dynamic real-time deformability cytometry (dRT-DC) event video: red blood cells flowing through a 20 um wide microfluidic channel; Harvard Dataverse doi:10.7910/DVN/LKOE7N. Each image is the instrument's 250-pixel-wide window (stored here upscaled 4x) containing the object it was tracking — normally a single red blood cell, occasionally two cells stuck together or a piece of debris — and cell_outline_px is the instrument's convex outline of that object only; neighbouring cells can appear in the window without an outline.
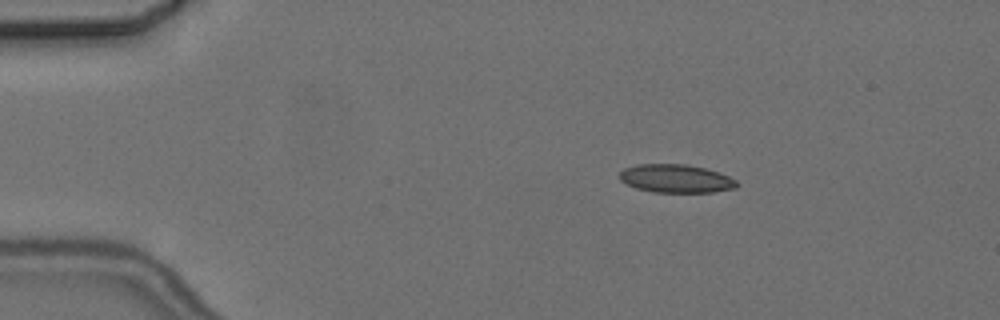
{"species": "common noctule bat (a hibernating species)", "species_latin": "Nyctalus noctula", "temperature_condition": "cold", "stored_images_in_passage": 3, "camera_frame_rate_fps": 3000, "um_per_image_px": 0.085, "animal": {"sex": "female", "body_mass_g": 24.6, "forearm_length_mm": 56.2}, "frame": {"image": 1, "passage_image": 1, "time_ms": 0.0, "image_size_px": [1000, 320], "cell_outline_px": [[740, 184], [736, 188], [712, 192], [652, 192], [636, 188], [620, 180], [620, 172], [624, 168], [636, 164], [684, 164], [704, 168], [728, 176], [736, 180]], "centroid_in_image_um": [57.45, 15.18], "position_along_channel_um": 27.6, "area_um2": 19.25}}